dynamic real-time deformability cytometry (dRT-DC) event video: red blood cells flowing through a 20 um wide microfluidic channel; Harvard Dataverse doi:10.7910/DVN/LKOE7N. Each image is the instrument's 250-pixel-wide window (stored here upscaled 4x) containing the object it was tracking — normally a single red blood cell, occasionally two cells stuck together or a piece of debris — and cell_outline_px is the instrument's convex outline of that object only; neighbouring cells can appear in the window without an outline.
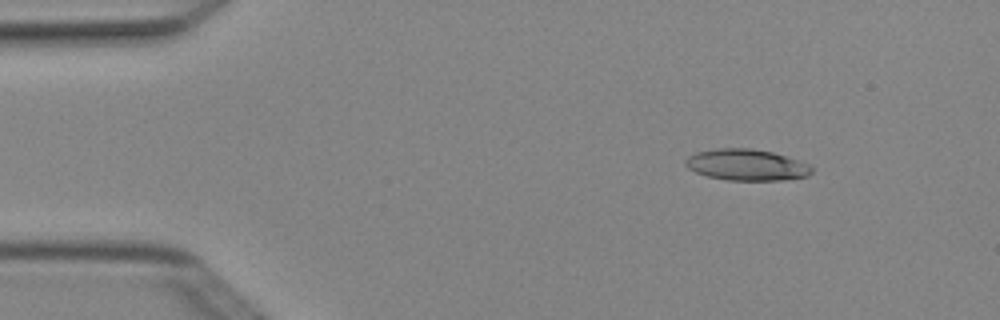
{"species": "Egyptian fruit bat (a non-hibernating species)", "species_latin": "Rousettus aegyptiacus", "temperature_condition": "cold", "stored_images_in_passage": 3, "camera_frame_rate_fps": 3000, "um_per_image_px": 0.085, "animal": {"sex": "female"}, "frame": {"image": 1, "passage_image": 1, "time_ms": 0.0, "image_size_px": [1000, 320], "cell_outline_px": [[812, 172], [808, 176], [784, 180], [728, 180], [708, 176], [696, 172], [688, 168], [684, 164], [684, 160], [688, 156], [696, 152], [716, 148], [752, 148], [772, 152], [808, 164], [812, 168]], "centroid_in_image_um": [63.42, 14.01], "position_along_channel_um": 21.6, "area_um2": 22.95}}